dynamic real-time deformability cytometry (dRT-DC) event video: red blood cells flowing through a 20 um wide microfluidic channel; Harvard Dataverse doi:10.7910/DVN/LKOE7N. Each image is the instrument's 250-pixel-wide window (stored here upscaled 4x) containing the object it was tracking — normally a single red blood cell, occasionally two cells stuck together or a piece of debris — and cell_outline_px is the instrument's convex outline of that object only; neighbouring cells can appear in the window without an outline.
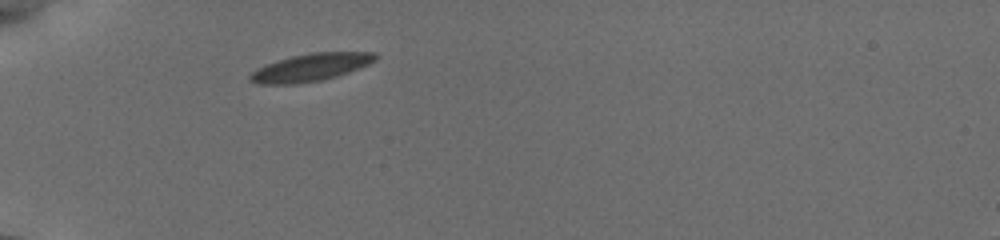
{"species": "common noctule bat (a hibernating species)", "species_latin": "Nyctalus noctula", "temperature_condition": "cold", "stored_images_in_passage": 31, "camera_frame_rate_fps": 3000, "um_per_image_px": 0.085, "animal": {"sex": "female", "body_mass_g": 19.5, "forearm_length_mm": 54.1}, "frame": {"image": 1, "passage_image": 1, "time_ms": 0.0, "image_size_px": [1000, 240], "cell_outline_px": [[380, 56], [376, 60], [368, 64], [348, 72], [336, 76], [320, 80], [296, 84], [260, 84], [248, 80], [248, 76], [256, 68], [264, 64], [276, 60], [308, 52], [376, 52]], "centroid_in_image_um": [26.38, 5.71], "position_along_channel_um": 58.6, "area_um2": 20.29}}
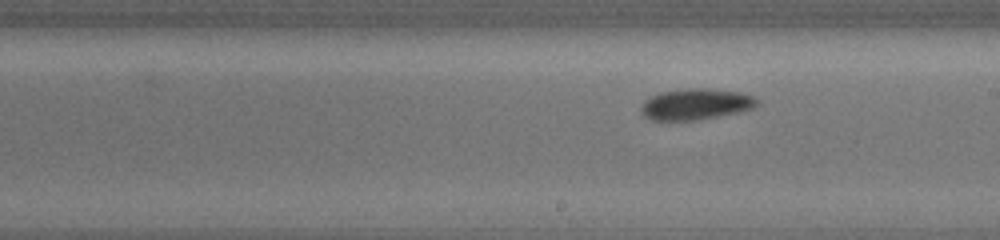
{"frame": {"image": 2, "passage_image": 13, "time_ms": 5.0, "image_size_px": [1000, 240], "cell_outline_px": [[760, 100], [752, 108], [736, 112], [716, 116], [692, 120], [652, 120], [644, 116], [640, 112], [640, 108], [644, 100], [660, 92], [688, 88], [708, 88], [740, 92], [756, 96]], "centroid_in_image_um": [59.12, 8.84], "position_along_channel_um": 229.9, "area_um2": 20.92}}
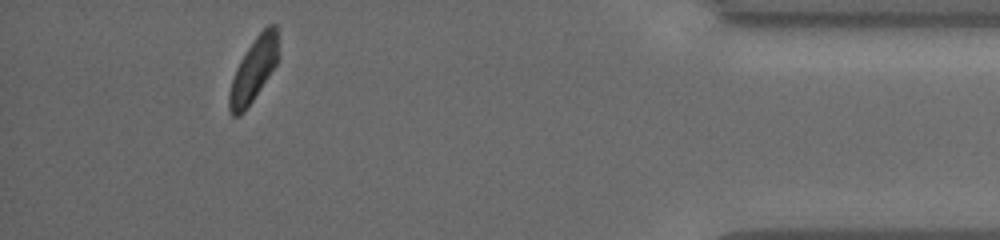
{"frame": {"image": 3, "passage_image": 27, "time_ms": 11.0, "image_size_px": [1000, 240], "cell_outline_px": [[276, 64], [252, 100], [236, 116], [232, 116], [228, 108], [228, 96], [232, 80], [236, 68], [240, 60], [256, 36], [268, 24], [276, 24]], "centroid_in_image_um": [21.51, 5.92], "position_along_channel_um": 413.7, "area_um2": 17.22}, "authors_computed_cell_mechanics": {"area_um2": 19.4786, "velocity_mm_per_s": 3.7764, "shape_relaxation_time_tau1_ms": 1.8345, "shape_relaxation_time_tau2_ms": null, "deformation_change_tau1": 0.0934, "deformation_change_tau2": null}}